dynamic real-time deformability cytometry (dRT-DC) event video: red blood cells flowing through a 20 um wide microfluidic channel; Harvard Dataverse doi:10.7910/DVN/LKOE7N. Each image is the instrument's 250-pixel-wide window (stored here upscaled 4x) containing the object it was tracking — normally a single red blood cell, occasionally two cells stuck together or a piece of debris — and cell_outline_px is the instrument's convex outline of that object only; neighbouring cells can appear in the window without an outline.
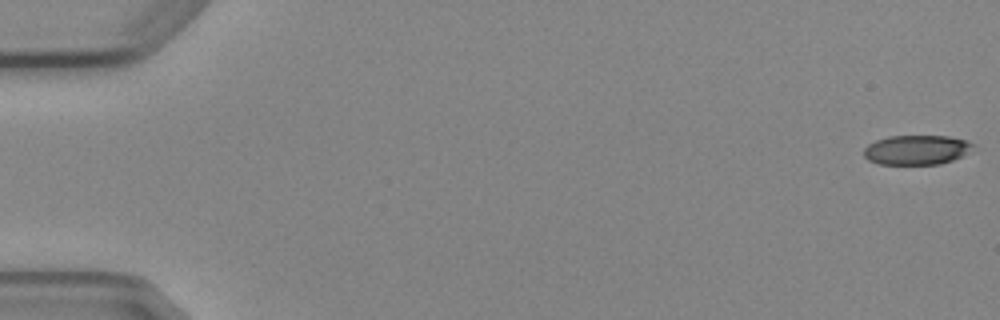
{"species": "Egyptian fruit bat (a non-hibernating species)", "species_latin": "Rousettus aegyptiacus", "temperature_condition": "cold", "stored_images_in_passage": 5, "camera_frame_rate_fps": 3000, "um_per_image_px": 0.085, "animal": {"sex": "female"}, "frame": {"image": 1, "passage_image": 1, "time_ms": 0.0, "image_size_px": [1000, 320], "cell_outline_px": [[976, 144], [960, 156], [952, 160], [940, 164], [876, 164], [868, 160], [864, 156], [864, 148], [868, 144], [876, 140], [888, 136], [948, 136], [964, 140]], "centroid_in_image_um": [77.85, 12.74], "position_along_channel_um": 7.2, "area_um2": 18.67}}
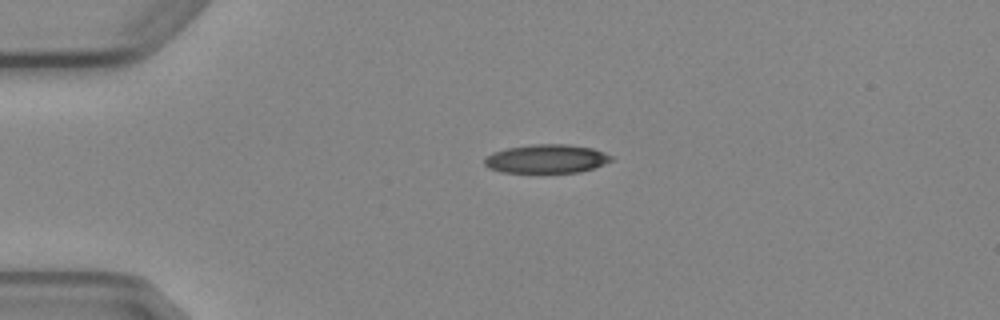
{"frame": {"image": 2, "passage_image": 4, "time_ms": 4.0, "image_size_px": [1000, 320], "cell_outline_px": [[612, 160], [604, 164], [580, 172], [500, 172], [488, 168], [484, 164], [484, 160], [492, 152], [508, 148], [532, 144], [568, 144], [592, 148], [604, 152], [612, 156]], "centroid_in_image_um": [46.44, 13.49], "position_along_channel_um": 38.6, "area_um2": 21.1}}